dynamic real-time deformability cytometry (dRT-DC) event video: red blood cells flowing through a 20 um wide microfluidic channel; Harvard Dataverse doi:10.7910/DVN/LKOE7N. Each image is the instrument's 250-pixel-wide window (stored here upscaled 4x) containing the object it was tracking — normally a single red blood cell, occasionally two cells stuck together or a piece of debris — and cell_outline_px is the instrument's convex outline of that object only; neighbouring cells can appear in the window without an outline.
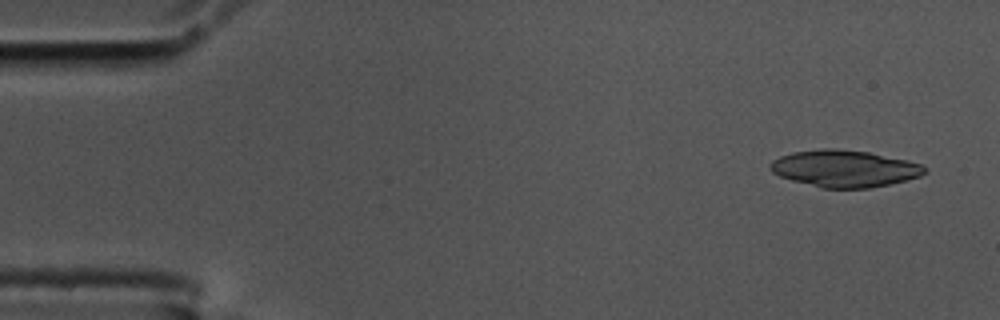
{"species": "common noctule bat (a hibernating species)", "species_latin": "Nyctalus noctula", "temperature_condition": "cold", "stored_images_in_passage": 53, "camera_frame_rate_fps": 3000, "um_per_image_px": 0.085, "animal": {"sex": "male", "body_mass_g": 17.5, "forearm_length_mm": 52.3}, "frame": {"image": 1, "passage_image": 2, "time_ms": 0.333, "image_size_px": [1000, 320], "cell_outline_px": [[928, 172], [920, 176], [908, 180], [868, 188], [824, 188], [792, 180], [780, 176], [772, 172], [768, 168], [768, 164], [772, 160], [780, 156], [792, 152], [820, 148], [836, 148], [868, 152], [924, 164]], "centroid_in_image_um": [71.77, 14.32], "position_along_channel_um": 13.2, "area_um2": 33.29}}